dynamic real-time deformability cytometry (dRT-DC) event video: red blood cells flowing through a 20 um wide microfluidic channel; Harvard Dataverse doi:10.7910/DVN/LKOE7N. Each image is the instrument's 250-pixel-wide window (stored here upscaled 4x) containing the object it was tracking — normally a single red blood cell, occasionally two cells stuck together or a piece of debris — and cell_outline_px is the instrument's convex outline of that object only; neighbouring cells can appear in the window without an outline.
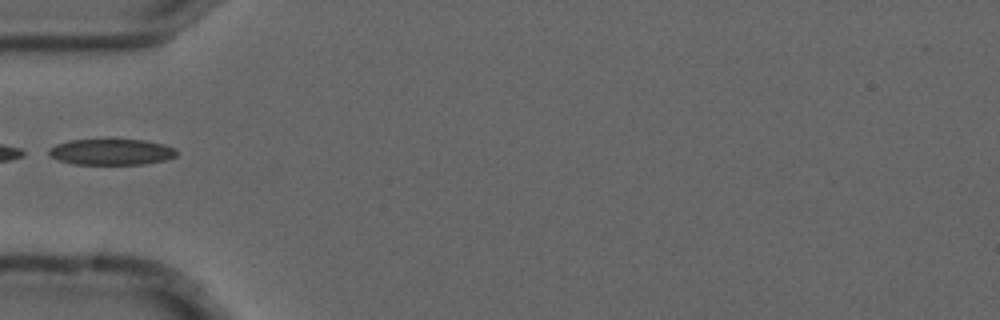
{"species": "common noctule bat (a hibernating species)", "species_latin": "Nyctalus noctula", "temperature_condition": "cold", "stored_images_in_passage": 2, "camera_frame_rate_fps": 3000, "um_per_image_px": 0.085, "animal": {"sex": "male", "forearm_length_mm": 52.5}, "frame": {"image": 1, "passage_image": 2, "time_ms": 0.333, "image_size_px": [1000, 320], "cell_outline_px": [[176, 156], [164, 160], [144, 164], [72, 164], [48, 156], [48, 148], [56, 144], [68, 140], [104, 136], [108, 136], [144, 140], [164, 144], [176, 148]], "centroid_in_image_um": [9.41, 12.85], "position_along_channel_um": 75.6, "area_um2": 20.52}}